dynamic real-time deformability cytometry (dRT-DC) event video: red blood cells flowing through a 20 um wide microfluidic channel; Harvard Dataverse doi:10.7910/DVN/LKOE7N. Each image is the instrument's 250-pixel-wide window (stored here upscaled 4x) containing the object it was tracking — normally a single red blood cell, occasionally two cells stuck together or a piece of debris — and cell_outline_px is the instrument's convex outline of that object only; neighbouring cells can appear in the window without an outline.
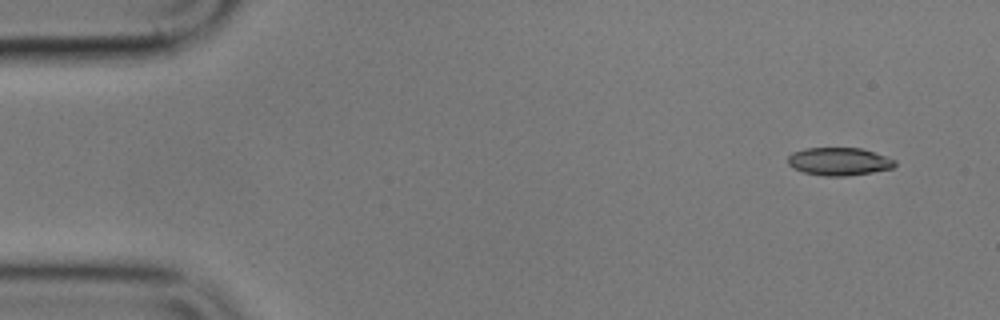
{"species": "common noctule bat (a hibernating species)", "species_latin": "Nyctalus noctula", "temperature_condition": "cold", "stored_images_in_passage": 10, "camera_frame_rate_fps": 3000, "um_per_image_px": 0.085, "animal": {"sex": "male", "body_mass_g": 17.9}, "frame": {"image": 1, "passage_image": 1, "time_ms": 0.0, "image_size_px": [1000, 320], "cell_outline_px": [[896, 164], [892, 168], [872, 172], [848, 176], [824, 176], [804, 172], [792, 168], [788, 164], [788, 156], [792, 152], [804, 148], [860, 148], [896, 160]], "centroid_in_image_um": [71.28, 13.73], "position_along_channel_um": 13.7, "area_um2": 17.34}}
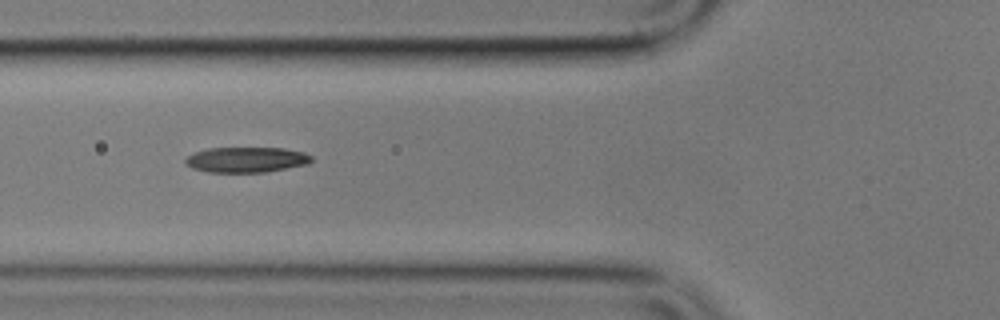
{"frame": {"image": 2, "passage_image": 6, "time_ms": 5.667, "image_size_px": [1000, 320], "cell_outline_px": [[312, 160], [308, 164], [264, 172], [208, 172], [192, 168], [184, 164], [184, 160], [188, 156], [196, 152], [208, 148], [284, 148], [304, 152], [312, 156]], "centroid_in_image_um": [20.93, 13.57], "position_along_channel_um": 104.9, "area_um2": 18.61}}
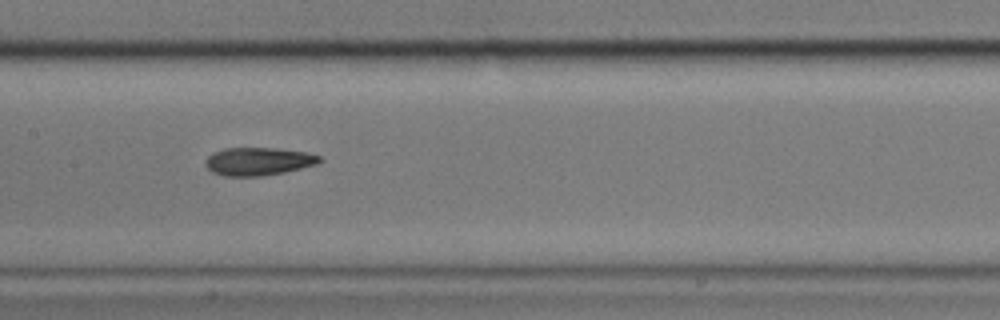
{"frame": {"image": 3, "passage_image": 8, "time_ms": 8.0, "image_size_px": [1000, 320], "cell_outline_px": [[320, 160], [316, 164], [284, 172], [260, 176], [224, 176], [212, 172], [204, 164], [204, 160], [212, 152], [224, 148], [276, 148], [308, 152], [320, 156]], "centroid_in_image_um": [21.9, 13.71], "position_along_channel_um": 185.5, "area_um2": 18.61}}